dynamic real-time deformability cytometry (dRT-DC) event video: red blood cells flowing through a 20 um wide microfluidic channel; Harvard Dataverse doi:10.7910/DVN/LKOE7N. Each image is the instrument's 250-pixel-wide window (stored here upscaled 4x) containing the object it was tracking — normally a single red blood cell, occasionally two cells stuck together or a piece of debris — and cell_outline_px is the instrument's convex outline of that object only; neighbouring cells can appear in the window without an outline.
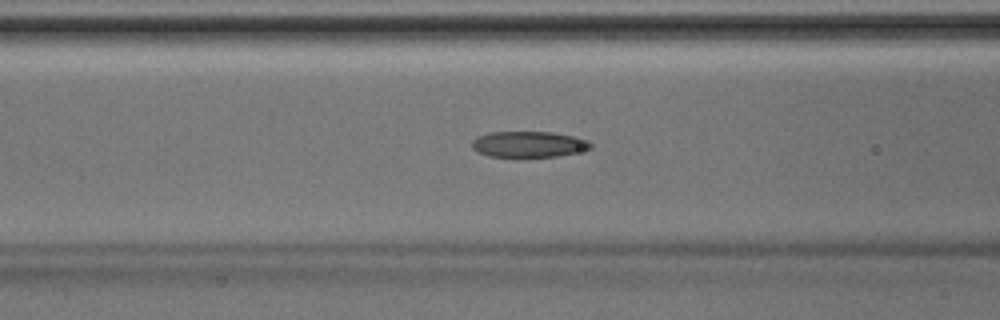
{"species": "Egyptian fruit bat (a non-hibernating species)", "species_latin": "Rousettus aegyptiacus", "temperature_condition": "room temperature", "stored_images_in_passage": 44, "camera_frame_rate_fps": 3000, "um_per_image_px": 0.085, "animal": {"sex": "male"}, "frame": {"image": 1, "passage_image": 18, "time_ms": 5.667, "image_size_px": [1000, 320], "cell_outline_px": [[592, 148], [576, 152], [556, 156], [516, 160], [488, 156], [476, 152], [472, 148], [472, 140], [476, 136], [488, 132], [552, 132], [572, 136], [588, 140], [592, 144]], "centroid_in_image_um": [44.85, 12.31], "position_along_channel_um": 121.7, "area_um2": 18.84}}
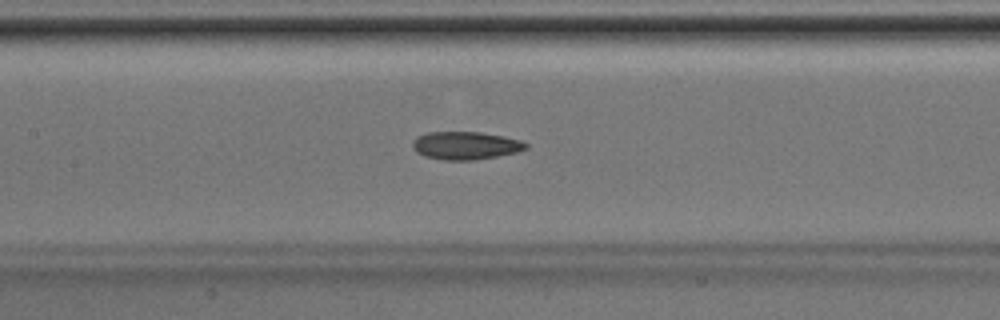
{"frame": {"image": 2, "passage_image": 21, "time_ms": 6.667, "image_size_px": [1000, 320], "cell_outline_px": [[528, 148], [516, 152], [476, 160], [444, 160], [424, 156], [416, 152], [412, 148], [412, 140], [416, 136], [428, 132], [480, 132], [504, 136], [520, 140], [528, 144]], "centroid_in_image_um": [39.54, 12.37], "position_along_channel_um": 167.9, "area_um2": 18.55}}
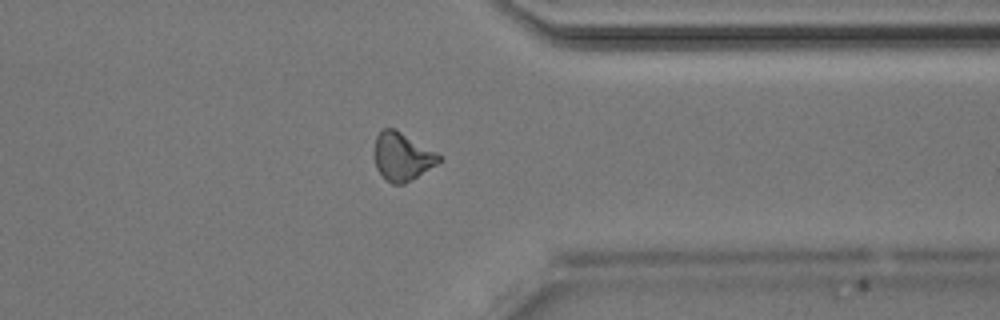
{"frame": {"image": 3, "passage_image": 35, "time_ms": 11.333, "image_size_px": [1000, 320], "cell_outline_px": [[444, 156], [436, 164], [412, 180], [404, 184], [392, 184], [376, 168], [372, 156], [376, 136], [384, 128], [396, 128]], "centroid_in_image_um": [34.17, 13.28], "position_along_channel_um": 377.2, "area_um2": 18.38}}